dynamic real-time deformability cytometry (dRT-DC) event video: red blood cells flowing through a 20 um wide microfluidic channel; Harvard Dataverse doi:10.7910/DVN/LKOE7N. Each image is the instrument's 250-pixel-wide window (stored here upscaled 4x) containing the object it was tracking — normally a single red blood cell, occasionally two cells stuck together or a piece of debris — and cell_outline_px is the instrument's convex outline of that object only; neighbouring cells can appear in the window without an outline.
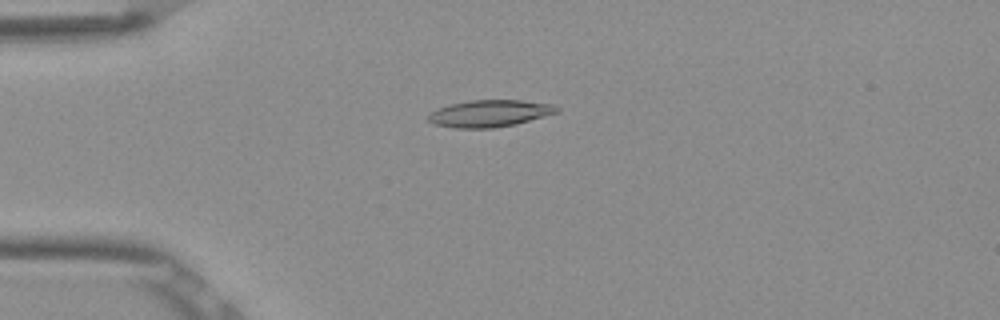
{"species": "Egyptian fruit bat (a non-hibernating species)", "species_latin": "Rousettus aegyptiacus", "temperature_condition": "room temperature", "stored_images_in_passage": 40, "camera_frame_rate_fps": 3000, "um_per_image_px": 0.085, "frame": {"image": 1, "passage_image": 1, "time_ms": 0.0, "image_size_px": [1000, 320], "cell_outline_px": [[560, 112], [516, 124], [492, 128], [452, 128], [436, 124], [428, 120], [428, 116], [436, 108], [452, 104], [472, 100], [524, 100], [552, 104], [560, 108]], "centroid_in_image_um": [41.66, 9.64], "position_along_channel_um": 43.3, "area_um2": 20.17}}
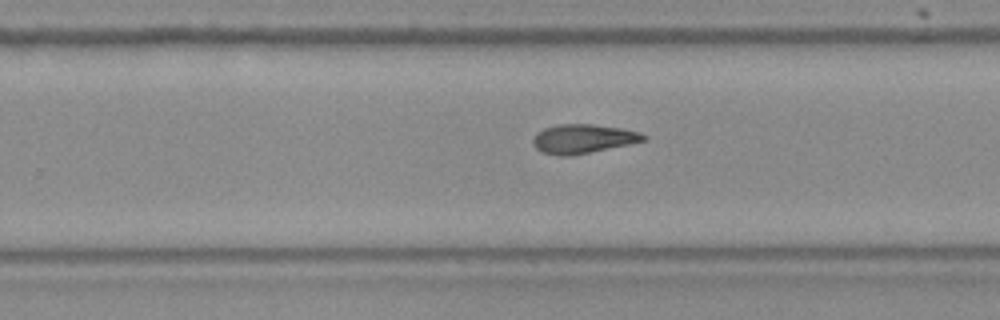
{"frame": {"image": 2, "passage_image": 21, "time_ms": 6.667, "image_size_px": [1000, 320], "cell_outline_px": [[648, 140], [568, 156], [560, 156], [540, 152], [532, 144], [532, 140], [536, 132], [544, 128], [560, 124], [592, 124], [624, 128], [640, 132], [648, 136]], "centroid_in_image_um": [49.55, 11.78], "position_along_channel_um": 280.2, "area_um2": 18.79}}
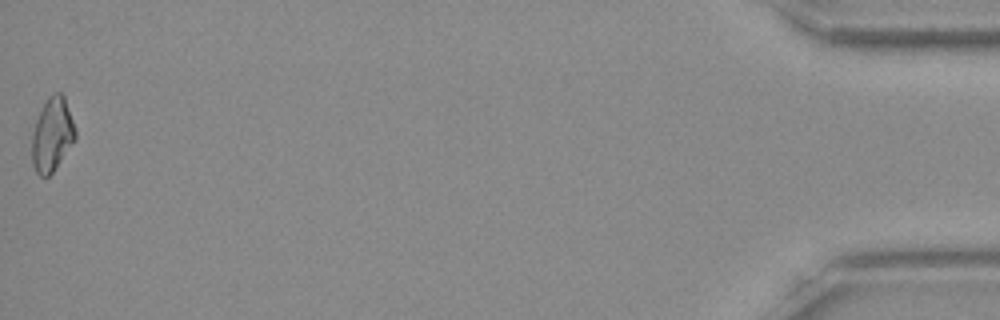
{"frame": {"image": 3, "passage_image": 40, "time_ms": 13.0, "image_size_px": [1000, 320], "cell_outline_px": [[76, 136], [52, 172], [48, 176], [40, 176], [36, 172], [32, 164], [32, 132], [36, 120], [48, 96], [52, 92], [60, 92], [64, 96], [76, 128]], "centroid_in_image_um": [4.42, 11.41], "position_along_channel_um": 430.8, "area_um2": 18.32}}